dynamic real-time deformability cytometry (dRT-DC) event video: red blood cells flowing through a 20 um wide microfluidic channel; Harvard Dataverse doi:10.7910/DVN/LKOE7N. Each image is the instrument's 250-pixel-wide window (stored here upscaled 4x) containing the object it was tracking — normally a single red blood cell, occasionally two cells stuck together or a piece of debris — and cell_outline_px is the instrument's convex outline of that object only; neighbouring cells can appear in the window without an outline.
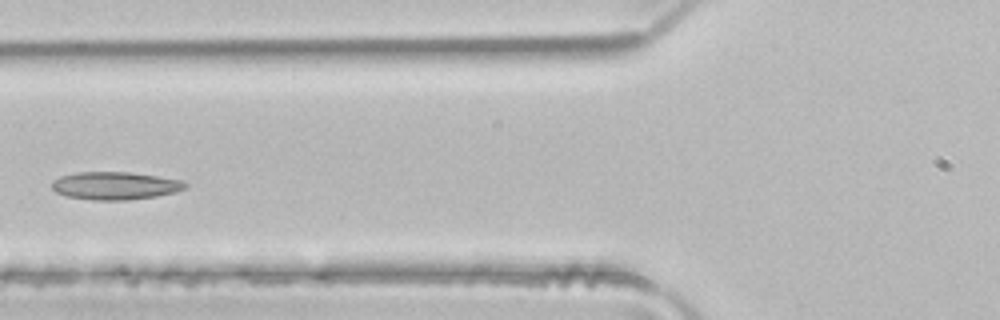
{"species": "common noctule bat (a hibernating species)", "species_latin": "Nyctalus noctula", "temperature_condition": "room temperature", "stored_images_in_passage": 5, "camera_frame_rate_fps": 3000, "um_per_image_px": 0.085, "animal": {"sex": "male", "body_mass_g": 21.5, "forearm_length_mm": 52.0}, "frame": {"image": 1, "passage_image": 5, "time_ms": 1.333, "image_size_px": [1000, 320], "cell_outline_px": [[188, 184], [184, 188], [176, 192], [156, 196], [128, 200], [92, 200], [68, 196], [56, 192], [52, 188], [52, 180], [60, 176], [76, 172], [128, 172], [156, 176], [180, 180]], "centroid_in_image_um": [9.75, 15.78], "position_along_channel_um": 116.0, "area_um2": 21.5}}